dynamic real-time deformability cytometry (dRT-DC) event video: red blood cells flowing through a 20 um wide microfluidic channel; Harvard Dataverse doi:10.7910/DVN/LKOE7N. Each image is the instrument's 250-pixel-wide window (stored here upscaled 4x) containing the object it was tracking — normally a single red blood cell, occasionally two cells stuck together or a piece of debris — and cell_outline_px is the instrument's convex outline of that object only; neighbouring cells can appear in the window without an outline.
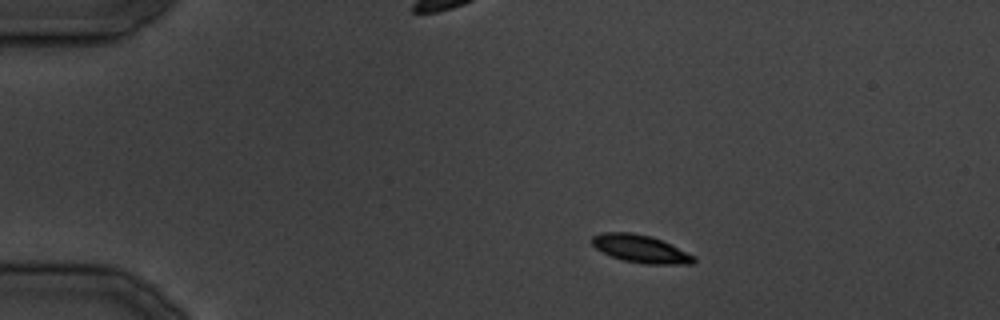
{"species": "common noctule bat (a hibernating species)", "species_latin": "Nyctalus noctula", "temperature_condition": "cold", "stored_images_in_passage": 30, "camera_frame_rate_fps": 3000, "um_per_image_px": 0.085, "animal": {"sex": "male", "body_mass_g": 19.5, "forearm_length_mm": 54.6}, "frame": {"image": 1, "passage_image": 1, "time_ms": 0.0, "image_size_px": [1000, 320], "cell_outline_px": [[696, 260], [692, 264], [644, 264], [624, 260], [612, 256], [596, 248], [592, 244], [592, 236], [600, 232], [632, 232], [652, 236], [696, 256]], "centroid_in_image_um": [54.46, 21.14], "position_along_channel_um": 30.5, "area_um2": 16.42}}